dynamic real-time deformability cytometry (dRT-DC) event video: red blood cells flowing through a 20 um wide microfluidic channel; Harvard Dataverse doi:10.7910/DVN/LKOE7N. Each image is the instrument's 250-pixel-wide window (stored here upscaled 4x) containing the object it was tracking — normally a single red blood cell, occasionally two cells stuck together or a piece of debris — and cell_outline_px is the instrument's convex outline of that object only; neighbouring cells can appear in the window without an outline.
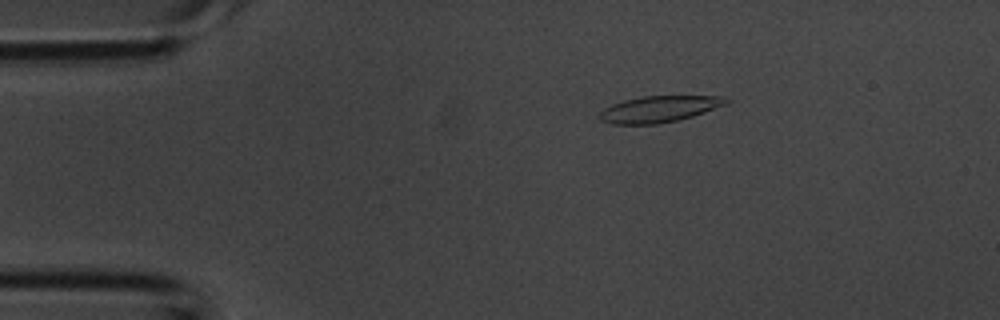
{"species": "common noctule bat (a hibernating species)", "species_latin": "Nyctalus noctula", "temperature_condition": "room temperature", "stored_images_in_passage": 38, "camera_frame_rate_fps": 3000, "um_per_image_px": 0.085, "animal": {"sex": "male", "body_mass_g": 20.1, "forearm_length_mm": 53.5}, "frame": {"image": 1, "passage_image": 3, "time_ms": 0.667, "image_size_px": [1000, 320], "cell_outline_px": [[732, 100], [728, 104], [692, 116], [676, 120], [656, 124], [612, 124], [600, 120], [600, 112], [604, 108], [612, 104], [624, 100], [644, 96], [724, 96]], "centroid_in_image_um": [56.06, 9.26], "position_along_channel_um": 28.9, "area_um2": 19.36}}
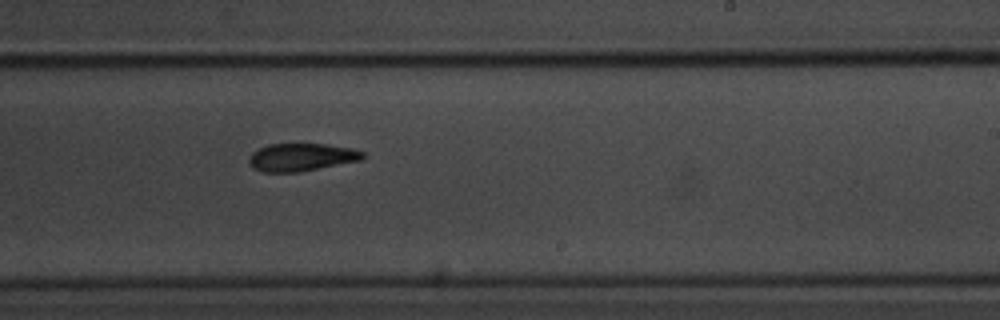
{"frame": {"image": 2, "passage_image": 21, "time_ms": 6.667, "image_size_px": [1000, 320], "cell_outline_px": [[364, 156], [360, 160], [300, 172], [264, 172], [252, 168], [248, 160], [248, 156], [252, 152], [268, 144], [324, 144], [352, 148], [364, 152]], "centroid_in_image_um": [25.58, 13.36], "position_along_channel_um": 263.4, "area_um2": 18.38}}
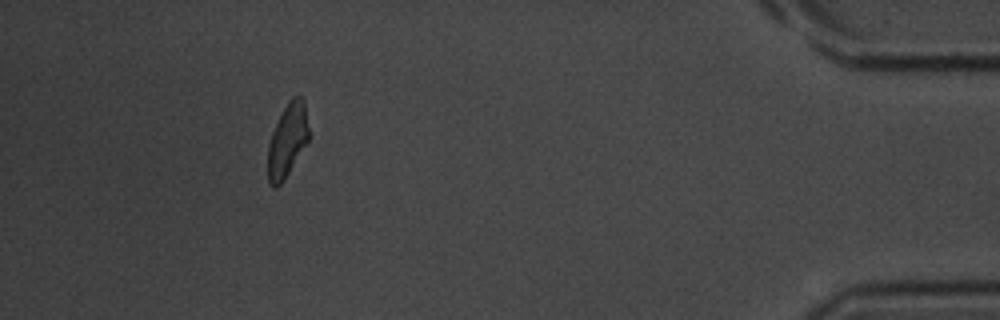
{"frame": {"image": 3, "passage_image": 34, "time_ms": 11.0, "image_size_px": [1000, 320], "cell_outline_px": [[308, 140], [284, 180], [276, 188], [272, 188], [268, 184], [268, 144], [272, 132], [288, 100], [292, 96], [300, 96], [304, 100], [308, 128]], "centroid_in_image_um": [24.4, 11.95], "position_along_channel_um": 410.8, "area_um2": 17.28}}